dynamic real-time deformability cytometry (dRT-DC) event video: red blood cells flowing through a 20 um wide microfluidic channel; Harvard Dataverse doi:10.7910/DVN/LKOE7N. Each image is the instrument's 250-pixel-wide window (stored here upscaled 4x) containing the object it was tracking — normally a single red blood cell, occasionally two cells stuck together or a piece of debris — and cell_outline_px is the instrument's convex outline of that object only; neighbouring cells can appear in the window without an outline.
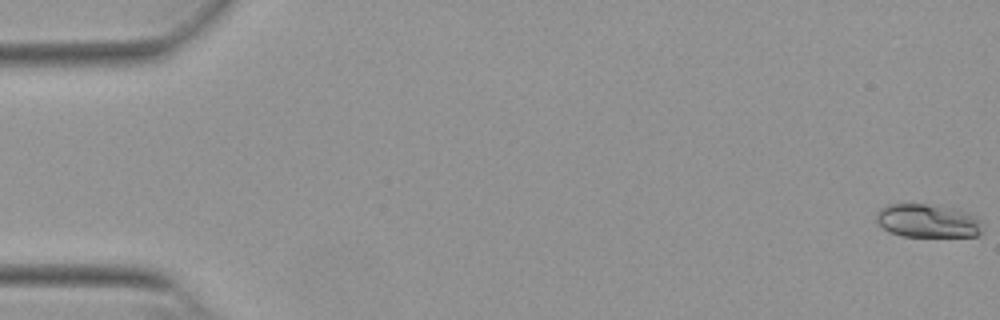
{"species": "Egyptian fruit bat (a non-hibernating species)", "species_latin": "Rousettus aegyptiacus", "temperature_condition": "warm", "stored_images_in_passage": 53, "camera_frame_rate_fps": 3000, "um_per_image_px": 0.085, "animal": {"sex": "female"}, "frame": {"image": 1, "passage_image": 1, "time_ms": 0.0, "image_size_px": [1000, 320], "cell_outline_px": [[980, 232], [976, 236], [900, 236], [888, 232], [876, 220], [876, 212], [880, 208], [888, 204], [940, 204], [956, 208], [968, 212], [976, 216]], "centroid_in_image_um": [78.8, 18.75], "position_along_channel_um": 6.2, "area_um2": 20.75}}
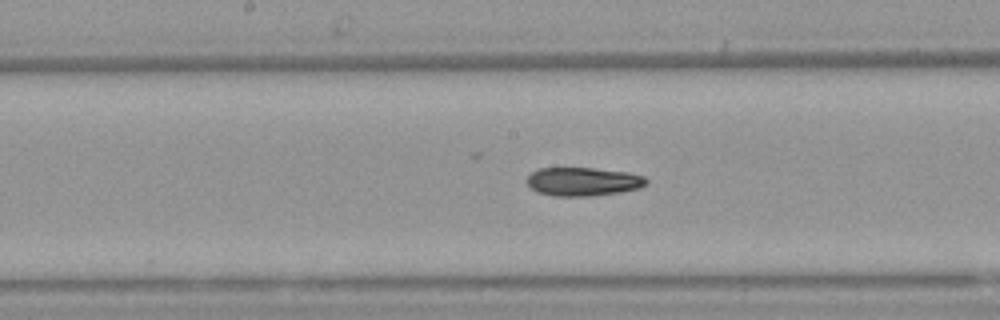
{"frame": {"image": 2, "passage_image": 28, "time_ms": 9.0, "image_size_px": [1000, 320], "cell_outline_px": [[648, 184], [640, 188], [620, 192], [592, 196], [552, 196], [536, 192], [524, 180], [532, 172], [540, 168], [592, 168], [628, 172], [644, 176], [648, 180]], "centroid_in_image_um": [49.56, 15.44], "position_along_channel_um": 198.6, "area_um2": 20.06}}
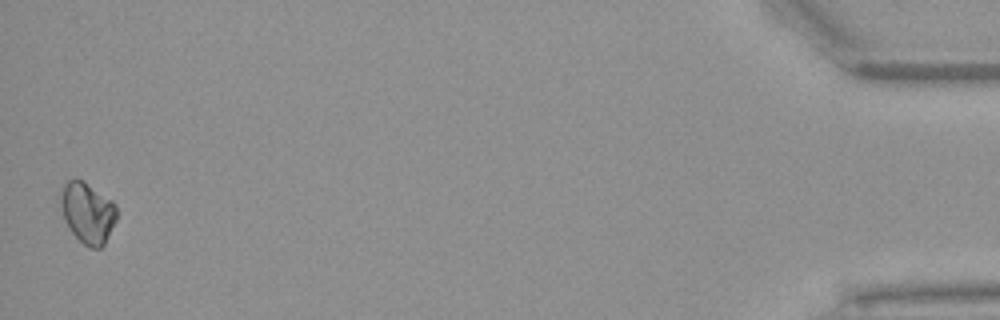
{"frame": {"image": 3, "passage_image": 53, "time_ms": 17.333, "image_size_px": [1000, 320], "cell_outline_px": [[116, 220], [104, 244], [100, 248], [88, 248], [72, 232], [64, 220], [60, 204], [60, 184], [68, 180], [80, 180], [112, 200], [116, 204]], "centroid_in_image_um": [7.42, 18.08], "position_along_channel_um": 427.8, "area_um2": 19.77}}